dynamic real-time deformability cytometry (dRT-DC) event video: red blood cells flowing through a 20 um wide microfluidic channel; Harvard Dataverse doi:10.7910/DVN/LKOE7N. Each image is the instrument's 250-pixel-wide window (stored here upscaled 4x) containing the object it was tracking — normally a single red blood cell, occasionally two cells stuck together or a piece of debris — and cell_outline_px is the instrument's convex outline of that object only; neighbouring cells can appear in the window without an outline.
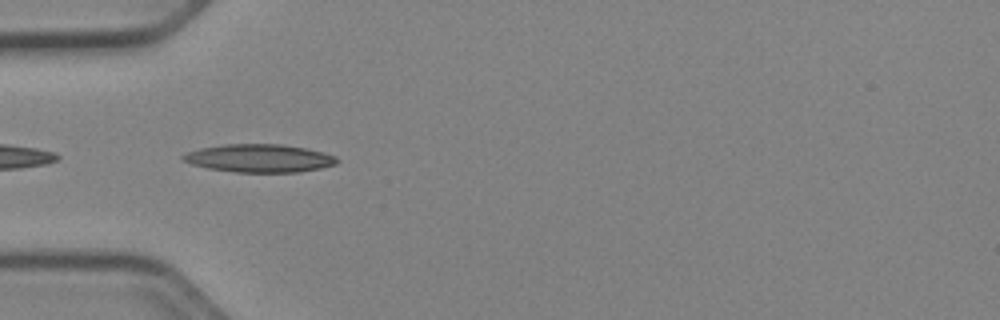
{"species": "Egyptian fruit bat (a non-hibernating species)", "species_latin": "Rousettus aegyptiacus", "temperature_condition": "cold", "stored_images_in_passage": 7, "camera_frame_rate_fps": 3000, "um_per_image_px": 0.085, "animal": {"sex": "female"}, "frame": {"image": 1, "passage_image": 1, "time_ms": 0.0, "image_size_px": [1000, 320], "cell_outline_px": [[340, 160], [336, 164], [320, 168], [296, 172], [236, 172], [208, 168], [192, 164], [184, 160], [180, 156], [188, 152], [200, 148], [224, 144], [280, 144], [304, 148], [324, 152], [336, 156]], "centroid_in_image_um": [22.06, 13.45], "position_along_channel_um": 62.9, "area_um2": 25.03}}
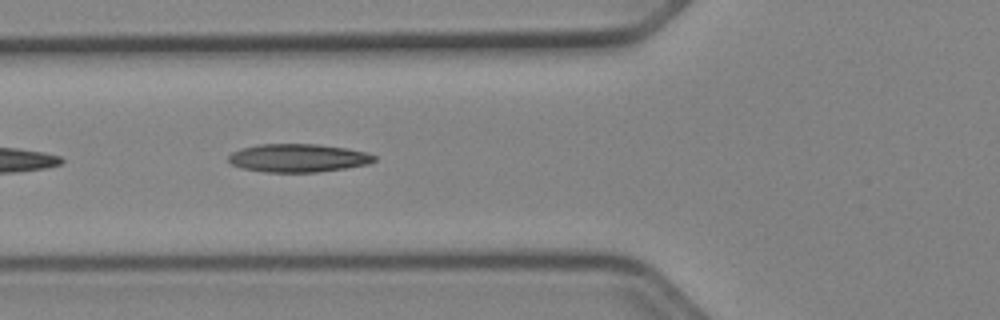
{"frame": {"image": 2, "passage_image": 4, "time_ms": 1.0, "image_size_px": [1000, 320], "cell_outline_px": [[376, 160], [368, 164], [344, 168], [316, 172], [268, 172], [244, 168], [232, 164], [228, 160], [228, 156], [232, 152], [240, 148], [260, 144], [316, 144], [344, 148], [364, 152], [376, 156]], "centroid_in_image_um": [25.32, 13.42], "position_along_channel_um": 100.5, "area_um2": 23.7}}